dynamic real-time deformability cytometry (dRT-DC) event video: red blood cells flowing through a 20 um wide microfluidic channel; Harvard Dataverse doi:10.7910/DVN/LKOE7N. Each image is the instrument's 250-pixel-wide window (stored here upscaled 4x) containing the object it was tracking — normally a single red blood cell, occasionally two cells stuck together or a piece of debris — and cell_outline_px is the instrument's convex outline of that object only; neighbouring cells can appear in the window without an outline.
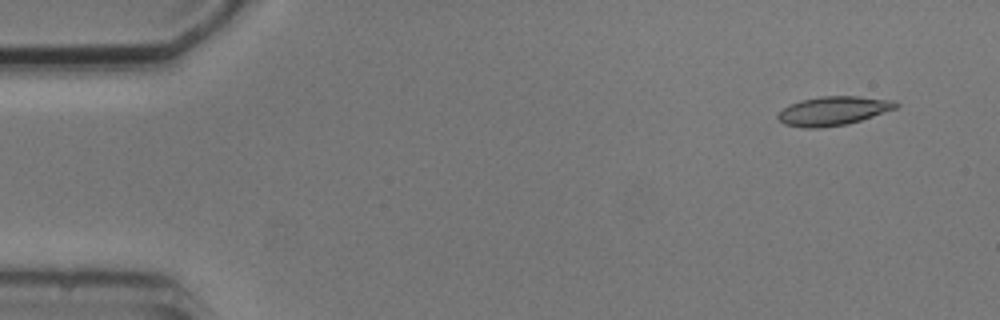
{"species": "common noctule bat (a hibernating species)", "species_latin": "Nyctalus noctula", "temperature_condition": "cold", "stored_images_in_passage": 4, "camera_frame_rate_fps": 3000, "um_per_image_px": 0.085, "animal": {"sex": "male", "body_mass_g": 20.5, "forearm_length_mm": 52.5}, "frame": {"image": 1, "passage_image": 1, "time_ms": 0.0, "image_size_px": [1000, 320], "cell_outline_px": [[900, 104], [896, 108], [848, 124], [820, 128], [804, 128], [784, 124], [776, 116], [784, 108], [800, 100], [820, 96], [860, 96], [896, 100]], "centroid_in_image_um": [70.85, 9.42], "position_along_channel_um": 14.2, "area_um2": 19.88}}
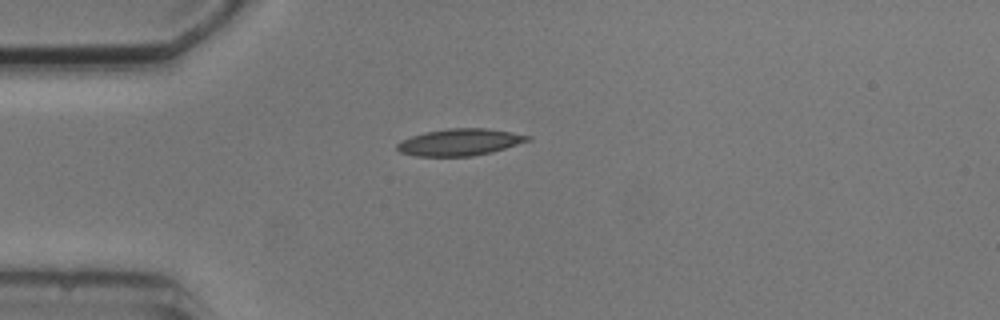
{"frame": {"image": 2, "passage_image": 4, "time_ms": 3.333, "image_size_px": [1000, 320], "cell_outline_px": [[532, 140], [492, 152], [472, 156], [416, 156], [400, 152], [396, 148], [396, 144], [400, 140], [424, 132], [448, 128], [484, 128], [512, 132], [532, 136]], "centroid_in_image_um": [39.09, 12.08], "position_along_channel_um": 45.9, "area_um2": 20.52}}